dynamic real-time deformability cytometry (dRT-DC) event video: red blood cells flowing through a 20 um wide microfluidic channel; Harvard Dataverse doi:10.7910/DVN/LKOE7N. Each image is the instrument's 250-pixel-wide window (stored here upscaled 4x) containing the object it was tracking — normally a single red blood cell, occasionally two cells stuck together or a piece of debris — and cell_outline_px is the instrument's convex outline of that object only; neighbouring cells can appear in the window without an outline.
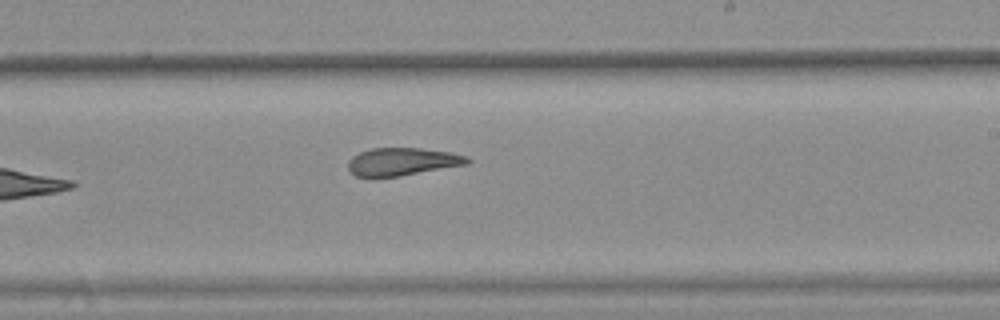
{"species": "common noctule bat (a hibernating species)", "species_latin": "Nyctalus noctula", "temperature_condition": "warm", "stored_images_in_passage": 9, "camera_frame_rate_fps": 3000, "um_per_image_px": 0.085, "animal": {"sex": "female", "body_mass_g": 25.1}, "frame": {"image": 1, "passage_image": 9, "time_ms": 2.667, "image_size_px": [1000, 320], "cell_outline_px": [[472, 160], [468, 164], [400, 176], [356, 176], [348, 168], [348, 160], [352, 156], [360, 152], [372, 148], [420, 148], [448, 152], [468, 156]], "centroid_in_image_um": [34.22, 13.73], "position_along_channel_um": 254.8, "area_um2": 19.13}}